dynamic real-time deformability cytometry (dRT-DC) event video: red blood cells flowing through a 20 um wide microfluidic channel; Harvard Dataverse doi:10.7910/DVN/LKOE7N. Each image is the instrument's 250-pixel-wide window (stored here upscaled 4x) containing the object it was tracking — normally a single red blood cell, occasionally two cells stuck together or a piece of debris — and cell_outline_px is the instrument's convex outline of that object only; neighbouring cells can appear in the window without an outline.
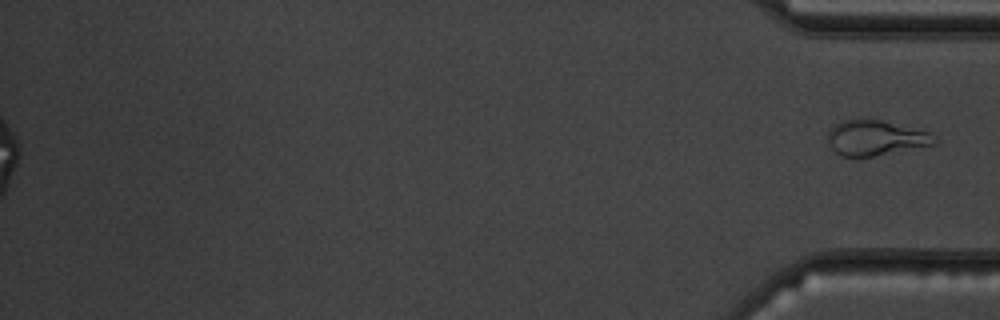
{"species": "common noctule bat (a hibernating species)", "species_latin": "Nyctalus noctula", "temperature_condition": "warm", "stored_images_in_passage": 54, "segment_of_instrument_passage": [2, 2], "camera_frame_rate_fps": 3000, "um_per_image_px": 0.085, "animal": {"sex": "male", "body_mass_g": 19.5, "forearm_length_mm": 54.6}, "frame": {"image": 1, "passage_image": 54, "time_ms": 17.667, "image_size_px": [1000, 320], "cell_outline_px": [[936, 144], [872, 156], [840, 156], [832, 148], [828, 140], [828, 132], [840, 120], [864, 116], [928, 132]], "centroid_in_image_um": [74.33, 11.68], "position_along_channel_um": 360.9, "area_um2": 21.68}}